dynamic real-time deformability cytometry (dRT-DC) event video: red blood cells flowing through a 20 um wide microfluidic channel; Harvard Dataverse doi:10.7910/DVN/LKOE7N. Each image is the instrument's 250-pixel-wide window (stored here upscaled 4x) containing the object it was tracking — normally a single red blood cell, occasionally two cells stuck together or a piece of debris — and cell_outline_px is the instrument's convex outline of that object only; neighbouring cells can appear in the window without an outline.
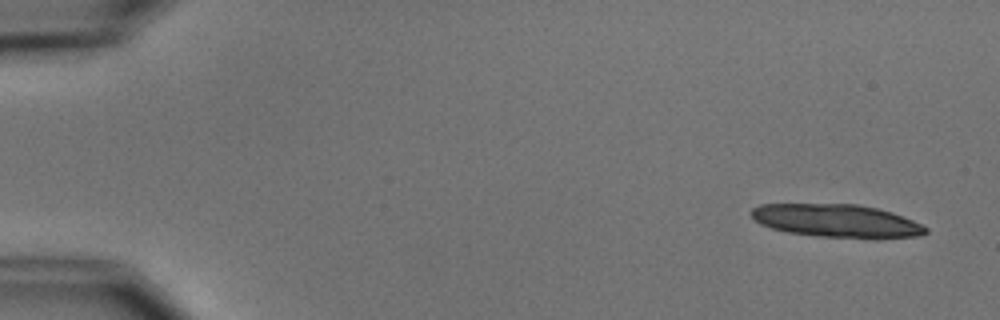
{"species": "common noctule bat (a hibernating species)", "species_latin": "Nyctalus noctula", "temperature_condition": "cold", "stored_images_in_passage": 5, "camera_frame_rate_fps": 3000, "um_per_image_px": 0.085, "animal": {"sex": "male", "body_mass_g": 15.6}, "frame": {"image": 1, "passage_image": 1, "time_ms": 0.0, "image_size_px": [1000, 320], "cell_outline_px": [[928, 232], [920, 236], [876, 240], [820, 236], [788, 232], [772, 228], [760, 224], [752, 216], [752, 208], [760, 204], [856, 204], [876, 208], [892, 212], [912, 220], [928, 228]], "centroid_in_image_um": [71.19, 18.79], "position_along_channel_um": 13.8, "area_um2": 33.93}}